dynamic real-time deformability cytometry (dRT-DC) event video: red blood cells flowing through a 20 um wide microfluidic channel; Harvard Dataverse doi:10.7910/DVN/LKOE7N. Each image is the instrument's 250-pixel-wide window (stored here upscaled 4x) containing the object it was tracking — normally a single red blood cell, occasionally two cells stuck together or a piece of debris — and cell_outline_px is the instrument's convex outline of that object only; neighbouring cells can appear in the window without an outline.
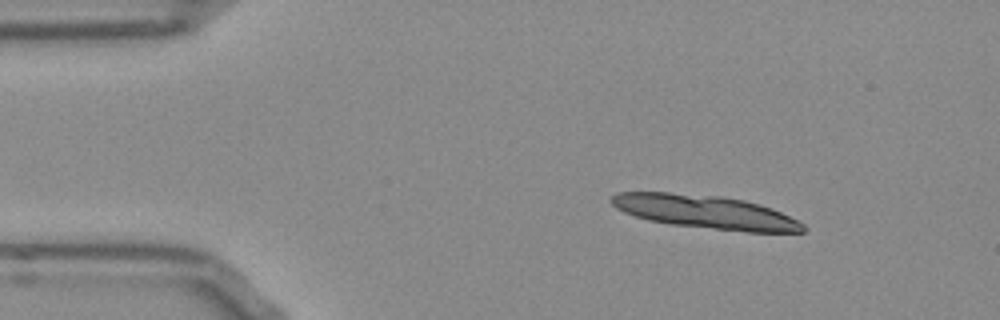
{"species": "Egyptian fruit bat (a non-hibernating species)", "species_latin": "Rousettus aegyptiacus", "temperature_condition": "room temperature", "stored_images_in_passage": 8, "camera_frame_rate_fps": 3000, "um_per_image_px": 0.085, "frame": {"image": 1, "passage_image": 1, "time_ms": 0.0, "image_size_px": [1000, 320], "cell_outline_px": [[808, 228], [804, 232], [748, 232], [672, 224], [648, 220], [624, 212], [616, 208], [608, 200], [616, 192], [668, 192], [720, 196], [744, 200], [760, 204], [772, 208], [804, 224]], "centroid_in_image_um": [59.95, 18.01], "position_along_channel_um": 25.0, "area_um2": 37.22}}